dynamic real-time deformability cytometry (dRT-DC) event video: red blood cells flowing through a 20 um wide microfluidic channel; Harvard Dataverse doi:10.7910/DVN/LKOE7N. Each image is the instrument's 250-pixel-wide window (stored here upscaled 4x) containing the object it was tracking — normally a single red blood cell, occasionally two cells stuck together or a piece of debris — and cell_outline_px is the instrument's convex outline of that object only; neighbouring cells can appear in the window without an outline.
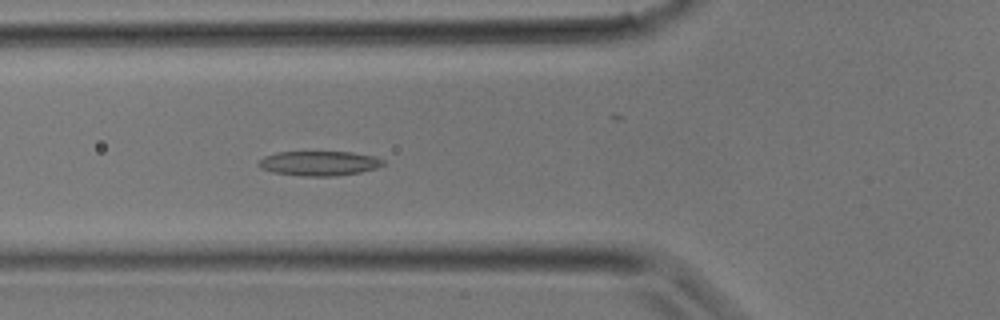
{"species": "common noctule bat (a hibernating species)", "species_latin": "Nyctalus noctula", "temperature_condition": "room temperature", "stored_images_in_passage": 6, "camera_frame_rate_fps": 3000, "um_per_image_px": 0.085, "animal": {"sex": "male", "body_mass_g": 17.9}, "frame": {"image": 1, "passage_image": 5, "time_ms": 1.333, "image_size_px": [1000, 320], "cell_outline_px": [[384, 164], [376, 168], [360, 172], [336, 176], [304, 176], [272, 172], [260, 168], [256, 164], [264, 156], [276, 152], [352, 152], [376, 156], [384, 160]], "centroid_in_image_um": [27.12, 13.88], "position_along_channel_um": 98.7, "area_um2": 17.98}}